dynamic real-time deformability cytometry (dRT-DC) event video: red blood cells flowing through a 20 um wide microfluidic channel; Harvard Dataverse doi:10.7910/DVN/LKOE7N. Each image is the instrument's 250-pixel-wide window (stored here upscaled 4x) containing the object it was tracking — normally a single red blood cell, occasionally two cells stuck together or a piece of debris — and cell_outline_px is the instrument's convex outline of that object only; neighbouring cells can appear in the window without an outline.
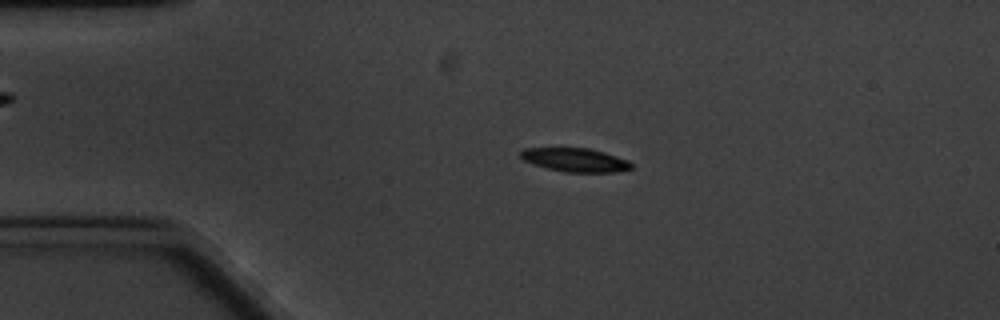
{"species": "common noctule bat (a hibernating species)", "species_latin": "Nyctalus noctula", "temperature_condition": "cold", "stored_images_in_passage": 61, "camera_frame_rate_fps": 3000, "um_per_image_px": 0.085, "animal": {"sex": "male", "body_mass_g": 20.1, "forearm_length_mm": 53.5}, "frame": {"image": 1, "passage_image": 13, "time_ms": 4.0, "image_size_px": [1000, 320], "cell_outline_px": [[632, 168], [616, 172], [564, 172], [532, 164], [524, 160], [520, 156], [520, 152], [524, 148], [588, 148], [604, 152], [628, 160], [632, 164]], "centroid_in_image_um": [48.89, 13.59], "position_along_channel_um": 36.1, "area_um2": 15.2}}
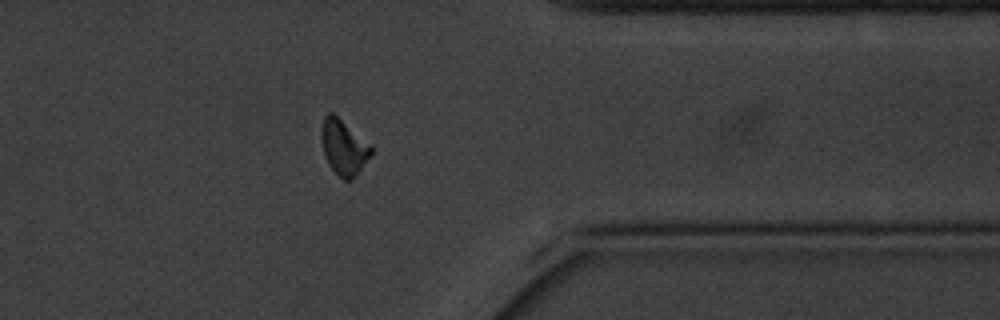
{"frame": {"image": 2, "passage_image": 49, "time_ms": 16.0, "image_size_px": [1000, 320], "cell_outline_px": [[372, 152], [352, 180], [344, 180], [328, 164], [324, 152], [320, 128], [324, 116], [328, 112], [332, 112], [372, 144]], "centroid_in_image_um": [29.21, 12.47], "position_along_channel_um": 382.2, "area_um2": 15.84}}
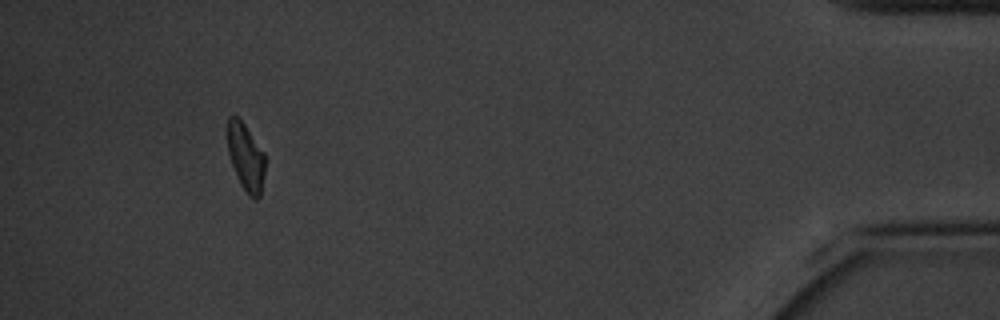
{"frame": {"image": 3, "passage_image": 57, "time_ms": 18.667, "image_size_px": [1000, 320], "cell_outline_px": [[264, 172], [260, 196], [256, 200], [248, 196], [240, 184], [232, 164], [228, 152], [228, 116], [236, 116], [244, 124], [264, 152]], "centroid_in_image_um": [20.89, 13.38], "position_along_channel_um": 414.3, "area_um2": 14.51}, "authors_computed_cell_mechanics": {"area_um2": 15.5482, "velocity_mm_per_s": 3.2402, "shape_relaxation_time_tau1_ms": 2.398, "shape_relaxation_time_tau2_ms": 10.2081, "deformation_change_tau1": 0.135, "deformation_change_tau2": 0.145}}